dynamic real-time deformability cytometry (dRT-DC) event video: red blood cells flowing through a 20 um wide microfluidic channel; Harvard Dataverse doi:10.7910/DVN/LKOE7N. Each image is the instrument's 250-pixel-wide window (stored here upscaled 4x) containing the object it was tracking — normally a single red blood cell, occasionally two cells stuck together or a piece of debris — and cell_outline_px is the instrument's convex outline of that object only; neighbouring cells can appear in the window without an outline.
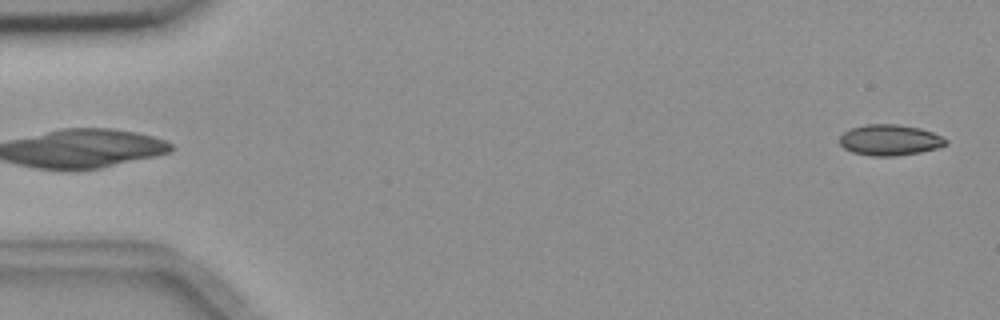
{"species": "common noctule bat (a hibernating species)", "species_latin": "Nyctalus noctula", "temperature_condition": "room temperature", "stored_images_in_passage": 4, "camera_frame_rate_fps": 3000, "um_per_image_px": 0.085, "animal": {"sex": "female", "body_mass_g": 18.4}, "frame": {"image": 1, "passage_image": 4, "time_ms": 3.333, "image_size_px": [1000, 320], "cell_outline_px": [[948, 144], [940, 148], [920, 152], [896, 156], [872, 156], [852, 152], [844, 148], [840, 144], [840, 136], [844, 132], [852, 128], [864, 124], [896, 124], [920, 128], [932, 132], [948, 140]], "centroid_in_image_um": [75.65, 11.9], "position_along_channel_um": 9.3, "area_um2": 19.19}}